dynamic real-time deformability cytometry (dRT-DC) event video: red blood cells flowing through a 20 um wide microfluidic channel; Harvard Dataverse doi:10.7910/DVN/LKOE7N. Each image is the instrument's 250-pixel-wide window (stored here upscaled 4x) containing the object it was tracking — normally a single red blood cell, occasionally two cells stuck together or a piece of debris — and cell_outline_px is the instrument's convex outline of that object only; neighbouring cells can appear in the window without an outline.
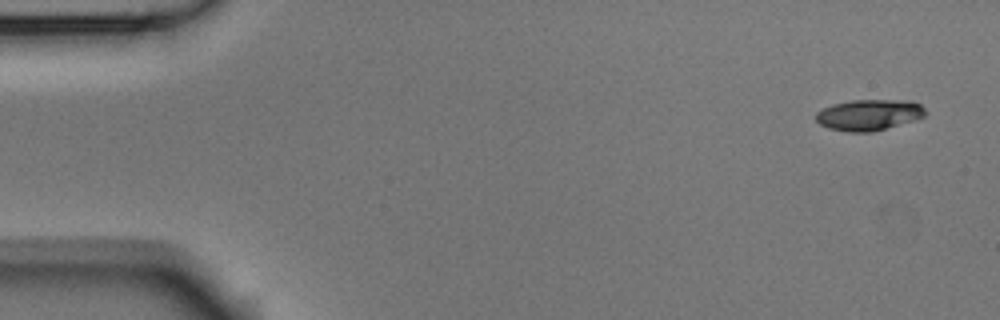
{"species": "Egyptian fruit bat (a non-hibernating species)", "species_latin": "Rousettus aegyptiacus", "temperature_condition": "room temperature", "stored_images_in_passage": 5, "segment_of_instrument_passage": [2, 2], "camera_frame_rate_fps": 3000, "um_per_image_px": 0.085, "animal": {"sex": "male"}, "frame": {"image": 1, "passage_image": 5, "time_ms": 1.333, "image_size_px": [1000, 320], "cell_outline_px": [[928, 112], [924, 116], [912, 120], [872, 132], [848, 132], [828, 128], [820, 124], [816, 120], [816, 112], [832, 104], [852, 100], [912, 100], [920, 104]], "centroid_in_image_um": [73.85, 9.75], "position_along_channel_um": 11.1, "area_um2": 19.71}}